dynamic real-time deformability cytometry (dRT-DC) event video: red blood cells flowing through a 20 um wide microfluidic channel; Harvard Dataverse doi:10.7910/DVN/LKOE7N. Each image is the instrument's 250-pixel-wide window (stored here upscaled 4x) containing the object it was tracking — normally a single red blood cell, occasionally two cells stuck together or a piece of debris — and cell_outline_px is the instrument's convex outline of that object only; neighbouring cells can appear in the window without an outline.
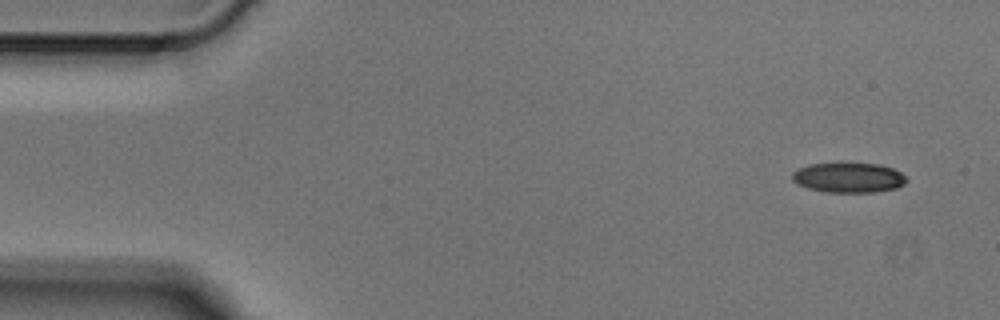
{"species": "Egyptian fruit bat (a non-hibernating species)", "species_latin": "Rousettus aegyptiacus", "temperature_condition": "cold", "stored_images_in_passage": 4, "camera_frame_rate_fps": 3000, "um_per_image_px": 0.085, "animal": {"sex": "male"}, "frame": {"image": 1, "passage_image": 1, "time_ms": 0.0, "image_size_px": [1000, 320], "cell_outline_px": [[908, 180], [904, 184], [896, 188], [872, 192], [824, 192], [808, 188], [796, 184], [792, 180], [792, 172], [808, 164], [840, 160], [880, 164], [892, 168], [900, 172]], "centroid_in_image_um": [72.08, 15.04], "position_along_channel_um": 12.9, "area_um2": 20.81}}
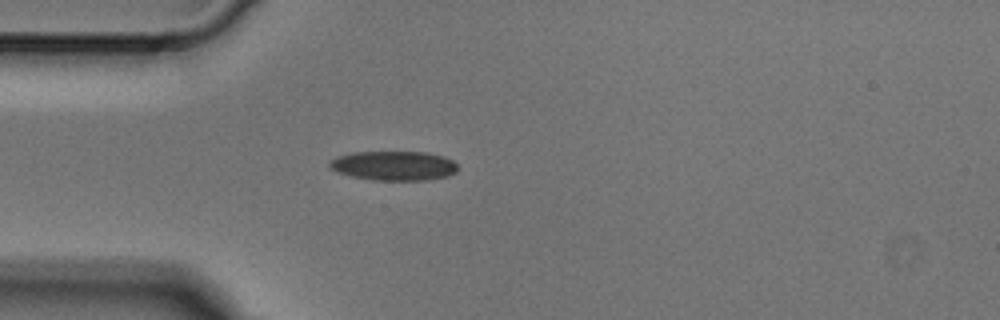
{"frame": {"image": 2, "passage_image": 4, "time_ms": 1.0, "image_size_px": [1000, 320], "cell_outline_px": [[456, 172], [448, 176], [428, 180], [372, 180], [352, 176], [336, 172], [328, 168], [328, 160], [336, 156], [352, 152], [428, 152], [444, 156], [452, 160], [456, 164]], "centroid_in_image_um": [33.43, 14.08], "position_along_channel_um": 51.6, "area_um2": 22.25}}